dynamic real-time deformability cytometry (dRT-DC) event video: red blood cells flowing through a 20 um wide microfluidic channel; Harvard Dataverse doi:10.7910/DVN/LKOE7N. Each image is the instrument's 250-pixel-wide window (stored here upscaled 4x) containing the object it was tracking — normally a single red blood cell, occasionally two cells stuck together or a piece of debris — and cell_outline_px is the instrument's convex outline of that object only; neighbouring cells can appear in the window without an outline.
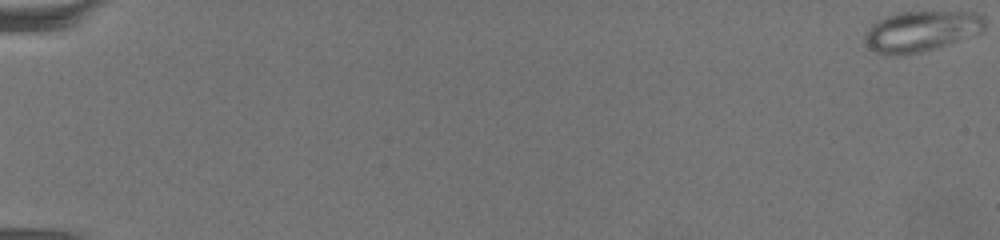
{"species": "common noctule bat (a hibernating species)", "species_latin": "Nyctalus noctula", "temperature_condition": "warm", "stored_images_in_passage": 69, "camera_frame_rate_fps": 3000, "um_per_image_px": 0.085, "animal": {"sex": "female", "body_mass_g": 19.5, "forearm_length_mm": 54.1}, "frame": {"image": 1, "passage_image": 1, "time_ms": 0.0, "image_size_px": [1000, 240], "cell_outline_px": [[984, 28], [980, 32], [920, 52], [876, 52], [868, 48], [864, 40], [864, 36], [872, 24], [888, 16], [900, 12], [976, 12], [984, 16]], "centroid_in_image_um": [78.31, 2.6], "position_along_channel_um": 6.7, "area_um2": 27.11}}
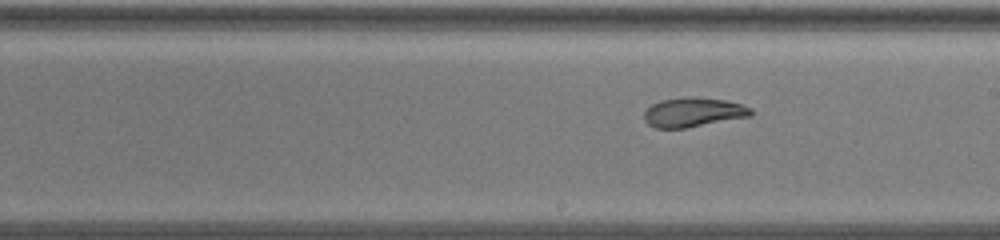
{"frame": {"image": 2, "passage_image": 42, "time_ms": 13.667, "image_size_px": [1000, 240], "cell_outline_px": [[752, 116], [684, 128], [656, 128], [648, 124], [644, 120], [644, 112], [652, 104], [660, 100], [684, 96], [696, 96], [724, 100], [740, 104], [752, 108]], "centroid_in_image_um": [58.91, 9.53], "position_along_channel_um": 230.1, "area_um2": 18.38}}
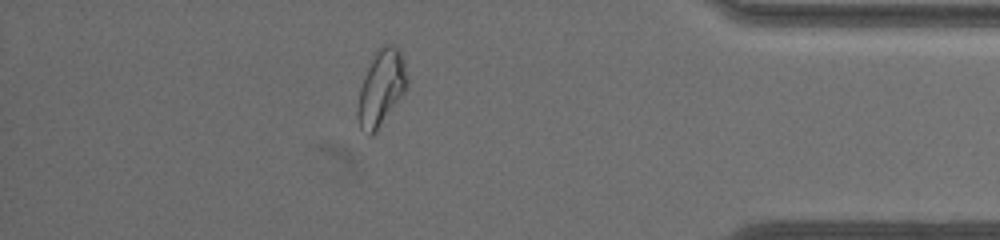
{"frame": {"image": 3, "passage_image": 61, "time_ms": 20.0, "image_size_px": [1000, 240], "cell_outline_px": [[408, 88], [372, 136], [368, 136], [360, 128], [356, 116], [356, 112], [360, 88], [372, 56], [380, 44], [392, 44], [400, 48], [404, 60], [408, 76]], "centroid_in_image_um": [32.42, 7.44], "position_along_channel_um": 402.8, "area_um2": 22.2}, "authors_computed_cell_mechanics": {"area_um2": 22.9466, "velocity_mm_per_s": 3.1889, "shape_relaxation_time_tau1_ms": null, "shape_relaxation_time_tau2_ms": 1.2335, "deformation_change_tau1": null, "deformation_change_tau2": 0.0674}}